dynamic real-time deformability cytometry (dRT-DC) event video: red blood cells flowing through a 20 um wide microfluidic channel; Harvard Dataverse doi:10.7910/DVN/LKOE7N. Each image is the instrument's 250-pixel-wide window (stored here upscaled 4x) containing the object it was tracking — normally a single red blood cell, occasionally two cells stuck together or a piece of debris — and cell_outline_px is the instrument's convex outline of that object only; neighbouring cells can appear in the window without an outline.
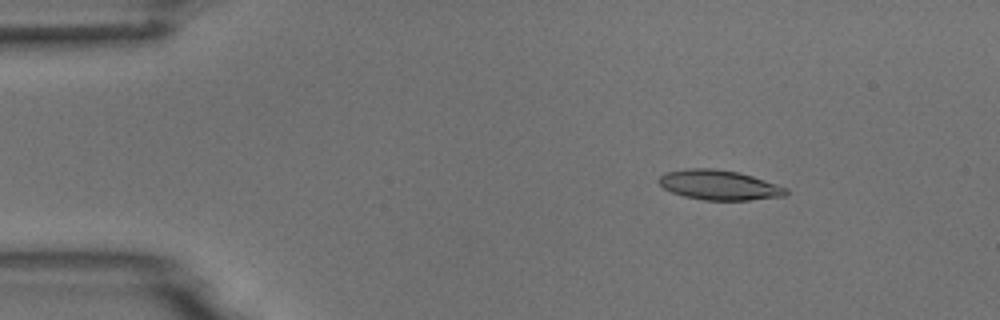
{"species": "common noctule bat (a hibernating species)", "species_latin": "Nyctalus noctula", "temperature_condition": "room temperature", "stored_images_in_passage": 6, "segment_of_instrument_passage": [1, 2], "camera_frame_rate_fps": 3000, "um_per_image_px": 0.085, "animal": {"sex": "male", "body_mass_g": 18.8}, "frame": {"image": 1, "passage_image": 3, "time_ms": 2.333, "image_size_px": [1000, 320], "cell_outline_px": [[788, 192], [784, 196], [748, 200], [704, 200], [684, 196], [672, 192], [664, 188], [656, 180], [664, 172], [688, 168], [716, 168], [740, 172], [788, 188]], "centroid_in_image_um": [61.1, 15.71], "position_along_channel_um": 23.9, "area_um2": 22.2}}